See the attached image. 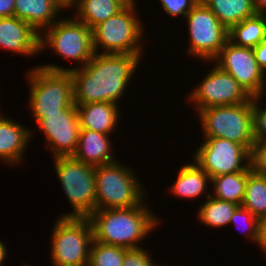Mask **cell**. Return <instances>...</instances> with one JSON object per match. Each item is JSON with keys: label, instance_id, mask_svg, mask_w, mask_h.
<instances>
[{"label": "cell", "instance_id": "cell-1", "mask_svg": "<svg viewBox=\"0 0 266 266\" xmlns=\"http://www.w3.org/2000/svg\"><path fill=\"white\" fill-rule=\"evenodd\" d=\"M141 58L131 54L96 53L90 61L72 70L73 101L76 105L108 102L120 105ZM138 67V69H137Z\"/></svg>", "mask_w": 266, "mask_h": 266}, {"label": "cell", "instance_id": "cell-2", "mask_svg": "<svg viewBox=\"0 0 266 266\" xmlns=\"http://www.w3.org/2000/svg\"><path fill=\"white\" fill-rule=\"evenodd\" d=\"M158 217L143 202L128 208L95 210L88 218L94 241L133 249L140 248V242L159 226L162 221Z\"/></svg>", "mask_w": 266, "mask_h": 266}, {"label": "cell", "instance_id": "cell-3", "mask_svg": "<svg viewBox=\"0 0 266 266\" xmlns=\"http://www.w3.org/2000/svg\"><path fill=\"white\" fill-rule=\"evenodd\" d=\"M136 1L130 0L120 11L92 29L93 48L96 53L143 57L145 47L141 42L145 36V27L137 14L139 9L136 8Z\"/></svg>", "mask_w": 266, "mask_h": 266}, {"label": "cell", "instance_id": "cell-4", "mask_svg": "<svg viewBox=\"0 0 266 266\" xmlns=\"http://www.w3.org/2000/svg\"><path fill=\"white\" fill-rule=\"evenodd\" d=\"M55 53L67 61L76 62L78 65L66 68L58 64L38 65L52 71H70L86 65L95 54L93 48L92 30L74 16L60 18L52 26L40 33V53L47 50ZM74 60V61H73Z\"/></svg>", "mask_w": 266, "mask_h": 266}, {"label": "cell", "instance_id": "cell-5", "mask_svg": "<svg viewBox=\"0 0 266 266\" xmlns=\"http://www.w3.org/2000/svg\"><path fill=\"white\" fill-rule=\"evenodd\" d=\"M120 161L95 167L96 210L128 208L146 201L137 171Z\"/></svg>", "mask_w": 266, "mask_h": 266}, {"label": "cell", "instance_id": "cell-6", "mask_svg": "<svg viewBox=\"0 0 266 266\" xmlns=\"http://www.w3.org/2000/svg\"><path fill=\"white\" fill-rule=\"evenodd\" d=\"M27 72L29 110L36 124L45 114L63 113L74 103L70 71H52L34 66Z\"/></svg>", "mask_w": 266, "mask_h": 266}, {"label": "cell", "instance_id": "cell-7", "mask_svg": "<svg viewBox=\"0 0 266 266\" xmlns=\"http://www.w3.org/2000/svg\"><path fill=\"white\" fill-rule=\"evenodd\" d=\"M54 169L73 210L59 217L88 218L96 210L95 167L73 156L55 157Z\"/></svg>", "mask_w": 266, "mask_h": 266}, {"label": "cell", "instance_id": "cell-8", "mask_svg": "<svg viewBox=\"0 0 266 266\" xmlns=\"http://www.w3.org/2000/svg\"><path fill=\"white\" fill-rule=\"evenodd\" d=\"M197 114L203 137L227 139L252 151L255 143L252 98L237 105L204 108Z\"/></svg>", "mask_w": 266, "mask_h": 266}, {"label": "cell", "instance_id": "cell-9", "mask_svg": "<svg viewBox=\"0 0 266 266\" xmlns=\"http://www.w3.org/2000/svg\"><path fill=\"white\" fill-rule=\"evenodd\" d=\"M50 234L52 266H88L94 240L89 218L57 217Z\"/></svg>", "mask_w": 266, "mask_h": 266}, {"label": "cell", "instance_id": "cell-10", "mask_svg": "<svg viewBox=\"0 0 266 266\" xmlns=\"http://www.w3.org/2000/svg\"><path fill=\"white\" fill-rule=\"evenodd\" d=\"M187 22L189 46L186 53L197 60L213 61L228 40L226 29L200 0L185 16Z\"/></svg>", "mask_w": 266, "mask_h": 266}, {"label": "cell", "instance_id": "cell-11", "mask_svg": "<svg viewBox=\"0 0 266 266\" xmlns=\"http://www.w3.org/2000/svg\"><path fill=\"white\" fill-rule=\"evenodd\" d=\"M204 138L192 155L194 160L211 178L251 169V151L236 142ZM205 140V141H204Z\"/></svg>", "mask_w": 266, "mask_h": 266}, {"label": "cell", "instance_id": "cell-12", "mask_svg": "<svg viewBox=\"0 0 266 266\" xmlns=\"http://www.w3.org/2000/svg\"><path fill=\"white\" fill-rule=\"evenodd\" d=\"M207 63L213 64V68L185 97L195 107L196 113L204 108L245 103L252 98L229 73L213 61Z\"/></svg>", "mask_w": 266, "mask_h": 266}, {"label": "cell", "instance_id": "cell-13", "mask_svg": "<svg viewBox=\"0 0 266 266\" xmlns=\"http://www.w3.org/2000/svg\"><path fill=\"white\" fill-rule=\"evenodd\" d=\"M213 62L229 73L251 97L263 95L266 74L259 67L253 48L237 46L227 40Z\"/></svg>", "mask_w": 266, "mask_h": 266}, {"label": "cell", "instance_id": "cell-14", "mask_svg": "<svg viewBox=\"0 0 266 266\" xmlns=\"http://www.w3.org/2000/svg\"><path fill=\"white\" fill-rule=\"evenodd\" d=\"M36 124L54 158L75 153L81 129L75 103L63 113L45 114Z\"/></svg>", "mask_w": 266, "mask_h": 266}, {"label": "cell", "instance_id": "cell-15", "mask_svg": "<svg viewBox=\"0 0 266 266\" xmlns=\"http://www.w3.org/2000/svg\"><path fill=\"white\" fill-rule=\"evenodd\" d=\"M0 48L28 58L40 54V33L24 20L0 18Z\"/></svg>", "mask_w": 266, "mask_h": 266}, {"label": "cell", "instance_id": "cell-16", "mask_svg": "<svg viewBox=\"0 0 266 266\" xmlns=\"http://www.w3.org/2000/svg\"><path fill=\"white\" fill-rule=\"evenodd\" d=\"M0 112V161L7 166L21 165L36 131ZM33 131V132H32Z\"/></svg>", "mask_w": 266, "mask_h": 266}, {"label": "cell", "instance_id": "cell-17", "mask_svg": "<svg viewBox=\"0 0 266 266\" xmlns=\"http://www.w3.org/2000/svg\"><path fill=\"white\" fill-rule=\"evenodd\" d=\"M109 136L89 129H80L78 146L72 156L94 167L116 162L117 155L113 154L114 145L112 146Z\"/></svg>", "mask_w": 266, "mask_h": 266}, {"label": "cell", "instance_id": "cell-18", "mask_svg": "<svg viewBox=\"0 0 266 266\" xmlns=\"http://www.w3.org/2000/svg\"><path fill=\"white\" fill-rule=\"evenodd\" d=\"M119 106L108 102L76 105L80 128L112 135L120 120Z\"/></svg>", "mask_w": 266, "mask_h": 266}, {"label": "cell", "instance_id": "cell-19", "mask_svg": "<svg viewBox=\"0 0 266 266\" xmlns=\"http://www.w3.org/2000/svg\"><path fill=\"white\" fill-rule=\"evenodd\" d=\"M61 11L64 10L54 0H15L14 16L39 33L57 22Z\"/></svg>", "mask_w": 266, "mask_h": 266}, {"label": "cell", "instance_id": "cell-20", "mask_svg": "<svg viewBox=\"0 0 266 266\" xmlns=\"http://www.w3.org/2000/svg\"><path fill=\"white\" fill-rule=\"evenodd\" d=\"M177 178L173 181L170 194L184 200L200 199V196L208 191L207 187L211 184L209 175L193 160L187 162L178 169Z\"/></svg>", "mask_w": 266, "mask_h": 266}, {"label": "cell", "instance_id": "cell-21", "mask_svg": "<svg viewBox=\"0 0 266 266\" xmlns=\"http://www.w3.org/2000/svg\"><path fill=\"white\" fill-rule=\"evenodd\" d=\"M130 0H79L74 17L91 30L120 11Z\"/></svg>", "mask_w": 266, "mask_h": 266}, {"label": "cell", "instance_id": "cell-22", "mask_svg": "<svg viewBox=\"0 0 266 266\" xmlns=\"http://www.w3.org/2000/svg\"><path fill=\"white\" fill-rule=\"evenodd\" d=\"M218 18L220 23L230 29L246 18L256 14L252 0H201Z\"/></svg>", "mask_w": 266, "mask_h": 266}, {"label": "cell", "instance_id": "cell-23", "mask_svg": "<svg viewBox=\"0 0 266 266\" xmlns=\"http://www.w3.org/2000/svg\"><path fill=\"white\" fill-rule=\"evenodd\" d=\"M266 39V14L256 13L228 30V40L237 46L256 47Z\"/></svg>", "mask_w": 266, "mask_h": 266}, {"label": "cell", "instance_id": "cell-24", "mask_svg": "<svg viewBox=\"0 0 266 266\" xmlns=\"http://www.w3.org/2000/svg\"><path fill=\"white\" fill-rule=\"evenodd\" d=\"M248 171H239L232 174H223L211 178L212 193L210 196L239 206L245 194Z\"/></svg>", "mask_w": 266, "mask_h": 266}, {"label": "cell", "instance_id": "cell-25", "mask_svg": "<svg viewBox=\"0 0 266 266\" xmlns=\"http://www.w3.org/2000/svg\"><path fill=\"white\" fill-rule=\"evenodd\" d=\"M206 200L198 208L197 220L199 219L202 225L209 228L226 227L230 224V219L234 211L239 205L224 201L218 198L210 196V193L206 195Z\"/></svg>", "mask_w": 266, "mask_h": 266}, {"label": "cell", "instance_id": "cell-26", "mask_svg": "<svg viewBox=\"0 0 266 266\" xmlns=\"http://www.w3.org/2000/svg\"><path fill=\"white\" fill-rule=\"evenodd\" d=\"M242 207L249 210L262 223L266 220V175L248 171Z\"/></svg>", "mask_w": 266, "mask_h": 266}, {"label": "cell", "instance_id": "cell-27", "mask_svg": "<svg viewBox=\"0 0 266 266\" xmlns=\"http://www.w3.org/2000/svg\"><path fill=\"white\" fill-rule=\"evenodd\" d=\"M126 248L92 242L88 266H122Z\"/></svg>", "mask_w": 266, "mask_h": 266}, {"label": "cell", "instance_id": "cell-28", "mask_svg": "<svg viewBox=\"0 0 266 266\" xmlns=\"http://www.w3.org/2000/svg\"><path fill=\"white\" fill-rule=\"evenodd\" d=\"M244 224H243V223ZM242 223L245 228H243L241 225V231L246 229L247 234L246 238L247 240H250L251 243L255 244L261 249V243H262V227L263 223L256 218L249 210L245 209L242 206H239L233 213L230 224L229 225H236L238 226ZM238 226L237 229L240 227ZM243 232V231H242ZM245 232V231H244Z\"/></svg>", "mask_w": 266, "mask_h": 266}, {"label": "cell", "instance_id": "cell-29", "mask_svg": "<svg viewBox=\"0 0 266 266\" xmlns=\"http://www.w3.org/2000/svg\"><path fill=\"white\" fill-rule=\"evenodd\" d=\"M263 98L264 96L252 97L255 142L266 140V105L264 103H261L263 101Z\"/></svg>", "mask_w": 266, "mask_h": 266}, {"label": "cell", "instance_id": "cell-30", "mask_svg": "<svg viewBox=\"0 0 266 266\" xmlns=\"http://www.w3.org/2000/svg\"><path fill=\"white\" fill-rule=\"evenodd\" d=\"M145 248L127 249L122 266H158L150 253Z\"/></svg>", "mask_w": 266, "mask_h": 266}, {"label": "cell", "instance_id": "cell-31", "mask_svg": "<svg viewBox=\"0 0 266 266\" xmlns=\"http://www.w3.org/2000/svg\"><path fill=\"white\" fill-rule=\"evenodd\" d=\"M169 17L185 16L200 0H157Z\"/></svg>", "mask_w": 266, "mask_h": 266}, {"label": "cell", "instance_id": "cell-32", "mask_svg": "<svg viewBox=\"0 0 266 266\" xmlns=\"http://www.w3.org/2000/svg\"><path fill=\"white\" fill-rule=\"evenodd\" d=\"M251 168L254 172L266 175V140L253 144L251 151Z\"/></svg>", "mask_w": 266, "mask_h": 266}, {"label": "cell", "instance_id": "cell-33", "mask_svg": "<svg viewBox=\"0 0 266 266\" xmlns=\"http://www.w3.org/2000/svg\"><path fill=\"white\" fill-rule=\"evenodd\" d=\"M255 59L259 67L266 74V39H264L259 45L253 47Z\"/></svg>", "mask_w": 266, "mask_h": 266}, {"label": "cell", "instance_id": "cell-34", "mask_svg": "<svg viewBox=\"0 0 266 266\" xmlns=\"http://www.w3.org/2000/svg\"><path fill=\"white\" fill-rule=\"evenodd\" d=\"M15 0H0V18L14 16Z\"/></svg>", "mask_w": 266, "mask_h": 266}, {"label": "cell", "instance_id": "cell-35", "mask_svg": "<svg viewBox=\"0 0 266 266\" xmlns=\"http://www.w3.org/2000/svg\"><path fill=\"white\" fill-rule=\"evenodd\" d=\"M65 11L72 9L78 4L79 0H54Z\"/></svg>", "mask_w": 266, "mask_h": 266}, {"label": "cell", "instance_id": "cell-36", "mask_svg": "<svg viewBox=\"0 0 266 266\" xmlns=\"http://www.w3.org/2000/svg\"><path fill=\"white\" fill-rule=\"evenodd\" d=\"M255 12L258 14H266V0H252Z\"/></svg>", "mask_w": 266, "mask_h": 266}, {"label": "cell", "instance_id": "cell-37", "mask_svg": "<svg viewBox=\"0 0 266 266\" xmlns=\"http://www.w3.org/2000/svg\"><path fill=\"white\" fill-rule=\"evenodd\" d=\"M6 243L4 244L3 241L0 240V266H5L4 260H6L8 253Z\"/></svg>", "mask_w": 266, "mask_h": 266}, {"label": "cell", "instance_id": "cell-38", "mask_svg": "<svg viewBox=\"0 0 266 266\" xmlns=\"http://www.w3.org/2000/svg\"><path fill=\"white\" fill-rule=\"evenodd\" d=\"M262 254L263 252L266 254V220L263 222V227H262V243H261V249Z\"/></svg>", "mask_w": 266, "mask_h": 266}]
</instances>
